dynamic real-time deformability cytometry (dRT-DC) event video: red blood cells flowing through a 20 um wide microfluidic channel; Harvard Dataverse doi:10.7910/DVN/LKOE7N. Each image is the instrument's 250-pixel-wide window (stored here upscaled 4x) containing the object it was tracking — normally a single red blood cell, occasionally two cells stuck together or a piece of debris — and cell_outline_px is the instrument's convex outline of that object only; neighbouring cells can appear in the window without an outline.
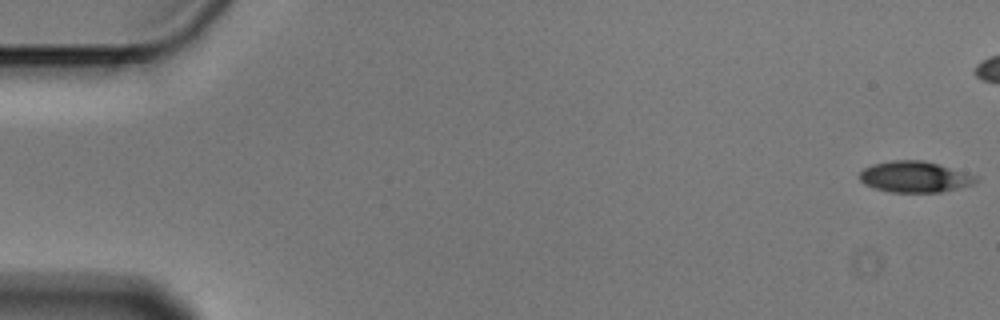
{"species": "Egyptian fruit bat (a non-hibernating species)", "species_latin": "Rousettus aegyptiacus", "temperature_condition": "cold", "stored_images_in_passage": 8, "camera_frame_rate_fps": 3000, "um_per_image_px": 0.085, "animal": {"sex": "male"}, "frame": {"image": 1, "passage_image": 1, "time_ms": 0.0, "image_size_px": [1000, 320], "cell_outline_px": [[980, 180], [972, 184], [940, 192], [888, 192], [872, 188], [864, 184], [860, 180], [860, 172], [864, 168], [872, 164], [892, 160], [924, 160], [964, 172], [976, 176]], "centroid_in_image_um": [77.7, 15.03], "position_along_channel_um": 7.3, "area_um2": 20.98}}
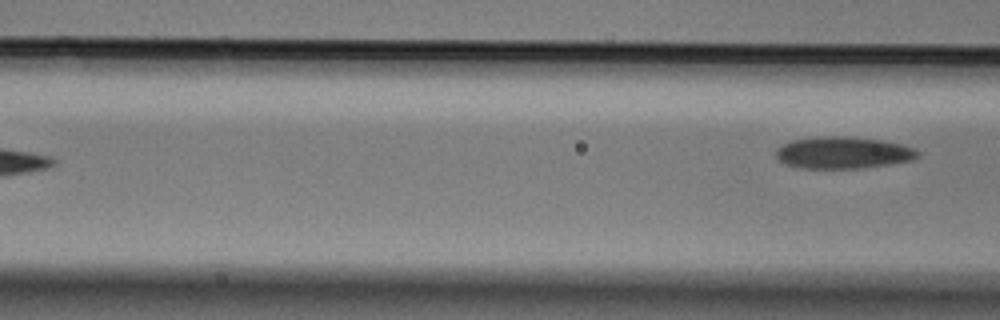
{"frame": {"image": 2, "passage_image": 8, "time_ms": 2.333, "image_size_px": [1000, 320], "cell_outline_px": [[920, 156], [916, 160], [864, 168], [800, 168], [784, 164], [776, 160], [776, 148], [792, 140], [816, 136], [852, 136], [884, 140], [916, 148], [920, 152]], "centroid_in_image_um": [71.69, 12.97], "position_along_channel_um": 94.9, "area_um2": 26.93}}